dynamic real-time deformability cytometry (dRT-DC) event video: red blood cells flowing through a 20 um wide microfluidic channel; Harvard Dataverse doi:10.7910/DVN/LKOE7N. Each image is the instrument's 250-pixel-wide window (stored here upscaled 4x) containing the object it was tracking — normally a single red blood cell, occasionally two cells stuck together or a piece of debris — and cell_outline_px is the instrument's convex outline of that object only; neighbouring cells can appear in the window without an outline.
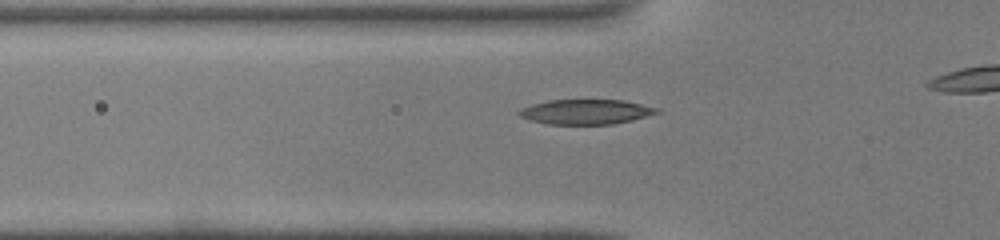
{"species": "common noctule bat (a hibernating species)", "species_latin": "Nyctalus noctula", "temperature_condition": "warm", "stored_images_in_passage": 29, "camera_frame_rate_fps": 3000, "um_per_image_px": 0.085, "animal": {"sex": "male", "body_mass_g": 19.0, "forearm_length_mm": 50.8}, "frame": {"image": 1, "passage_image": 6, "time_ms": 1.667, "image_size_px": [1000, 240], "cell_outline_px": [[660, 112], [632, 120], [612, 124], [548, 124], [528, 120], [520, 116], [516, 112], [520, 108], [532, 104], [548, 100], [624, 100], [660, 108]], "centroid_in_image_um": [49.78, 9.5], "position_along_channel_um": 76.0, "area_um2": 20.06}}
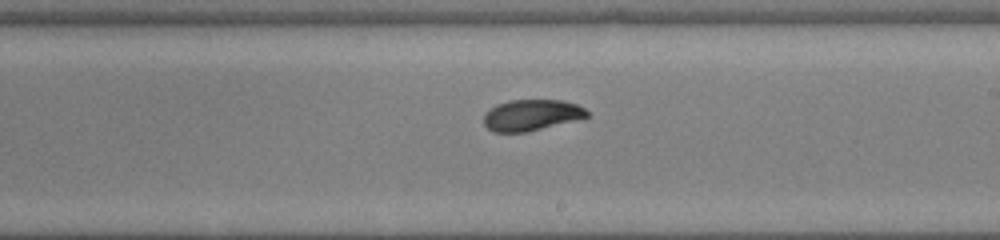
{"frame": {"image": 2, "passage_image": 17, "time_ms": 5.333, "image_size_px": [1000, 240], "cell_outline_px": [[588, 116], [528, 132], [492, 132], [484, 124], [484, 112], [496, 104], [508, 100], [560, 100], [576, 104], [584, 108], [588, 112]], "centroid_in_image_um": [45.11, 9.78], "position_along_channel_um": 243.9, "area_um2": 18.61}}
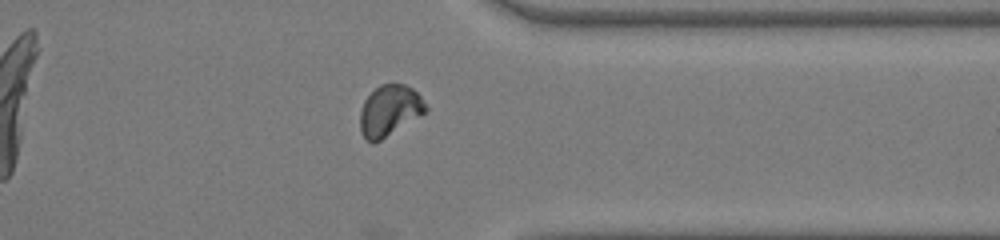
{"frame": {"image": 3, "passage_image": 26, "time_ms": 8.333, "image_size_px": [1000, 240], "cell_outline_px": [[428, 112], [380, 140], [372, 144], [360, 132], [360, 112], [364, 100], [380, 84], [404, 84], [412, 88], [420, 96], [428, 108]], "centroid_in_image_um": [33.12, 9.4], "position_along_channel_um": 378.3, "area_um2": 19.42}}